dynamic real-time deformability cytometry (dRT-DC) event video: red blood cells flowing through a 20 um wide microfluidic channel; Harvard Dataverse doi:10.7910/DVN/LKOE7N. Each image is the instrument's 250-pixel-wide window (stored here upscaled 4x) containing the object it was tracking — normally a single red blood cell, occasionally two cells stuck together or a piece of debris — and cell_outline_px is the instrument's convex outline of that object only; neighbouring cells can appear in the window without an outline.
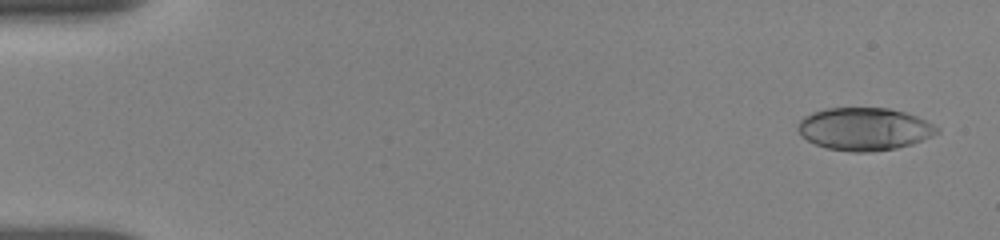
{"species": "human", "species_latin": "Homo sapiens", "temperature_condition": "room temperature", "stored_images_in_passage": 62, "camera_frame_rate_fps": 3000, "um_per_image_px": 0.085, "donor": {"sex": "female"}, "frame": {"image": 1, "passage_image": 1, "time_ms": 0.0, "image_size_px": [1000, 240], "cell_outline_px": [[940, 132], [932, 136], [912, 144], [896, 148], [868, 152], [852, 152], [828, 148], [816, 144], [808, 140], [796, 128], [796, 124], [804, 116], [812, 112], [824, 108], [888, 108], [904, 112], [916, 116], [940, 128]], "centroid_in_image_um": [73.46, 10.96], "position_along_channel_um": 11.5, "area_um2": 34.51}}
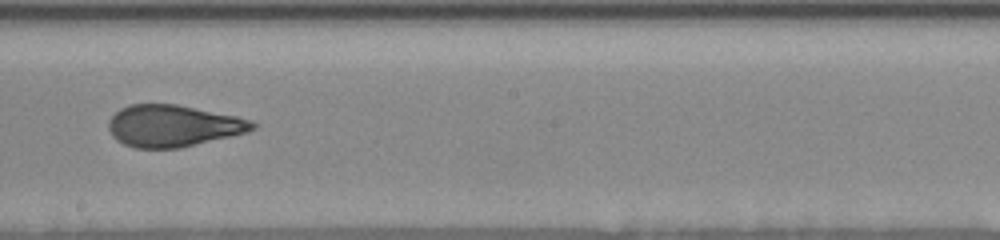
{"frame": {"image": 2, "passage_image": 29, "time_ms": 9.333, "image_size_px": [1000, 240], "cell_outline_px": [[256, 128], [248, 132], [232, 136], [180, 148], [136, 148], [124, 144], [116, 140], [112, 136], [108, 128], [108, 120], [120, 108], [128, 104], [176, 104], [236, 116], [252, 120], [256, 124]], "centroid_in_image_um": [14.7, 10.7], "position_along_channel_um": 233.5, "area_um2": 35.14}}
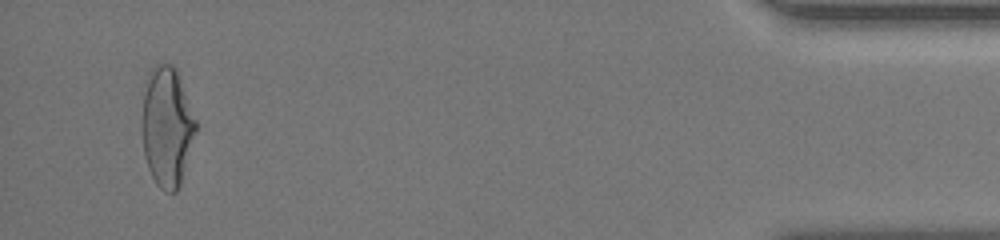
{"frame": {"image": 3, "passage_image": 59, "time_ms": 16.0, "image_size_px": [1000, 240], "cell_outline_px": [[196, 132], [180, 184], [176, 192], [164, 192], [156, 184], [148, 168], [144, 156], [140, 124], [144, 80], [152, 68], [156, 64], [172, 64], [176, 68], [196, 120]], "centroid_in_image_um": [14.14, 10.75], "position_along_channel_um": 421.1, "area_um2": 38.09}, "authors_computed_cell_mechanics": {"area_um2": 35.6626, "velocity_mm_per_s": 3.8361, "shape_relaxation_time_tau1_ms": 8.3914, "shape_relaxation_time_tau2_ms": 1.2103, "deformation_change_tau1": 0.2537, "deformation_change_tau2": 0.089}}